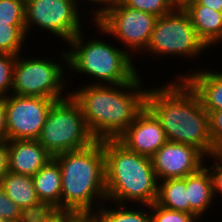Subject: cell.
Wrapping results in <instances>:
<instances>
[{"label": "cell", "instance_id": "cell-1", "mask_svg": "<svg viewBox=\"0 0 222 222\" xmlns=\"http://www.w3.org/2000/svg\"><path fill=\"white\" fill-rule=\"evenodd\" d=\"M145 107L159 121L167 141L194 146L206 157L214 154L209 114L184 79L174 77L166 84L148 87Z\"/></svg>", "mask_w": 222, "mask_h": 222}, {"label": "cell", "instance_id": "cell-2", "mask_svg": "<svg viewBox=\"0 0 222 222\" xmlns=\"http://www.w3.org/2000/svg\"><path fill=\"white\" fill-rule=\"evenodd\" d=\"M142 79L139 74L128 83L90 85L86 81L82 87H71L70 94L97 141L118 139L145 108L148 88Z\"/></svg>", "mask_w": 222, "mask_h": 222}, {"label": "cell", "instance_id": "cell-3", "mask_svg": "<svg viewBox=\"0 0 222 222\" xmlns=\"http://www.w3.org/2000/svg\"><path fill=\"white\" fill-rule=\"evenodd\" d=\"M102 145L105 156L106 200L129 205L150 206L155 203L158 179L152 159L129 150L118 139L102 140Z\"/></svg>", "mask_w": 222, "mask_h": 222}, {"label": "cell", "instance_id": "cell-4", "mask_svg": "<svg viewBox=\"0 0 222 222\" xmlns=\"http://www.w3.org/2000/svg\"><path fill=\"white\" fill-rule=\"evenodd\" d=\"M53 158L61 170V209L75 212L97 211L107 201L102 141Z\"/></svg>", "mask_w": 222, "mask_h": 222}, {"label": "cell", "instance_id": "cell-5", "mask_svg": "<svg viewBox=\"0 0 222 222\" xmlns=\"http://www.w3.org/2000/svg\"><path fill=\"white\" fill-rule=\"evenodd\" d=\"M91 23H93L92 27L97 28V31L94 29L93 31L99 33V38L97 33L96 36L86 38L84 30L65 44L68 47L66 48L68 71L79 74V77L85 76L91 79L92 81H88L90 85L121 84L133 81L140 73L133 61L135 58L122 47L118 48L117 42L112 45L111 41L102 39L105 30L97 22Z\"/></svg>", "mask_w": 222, "mask_h": 222}, {"label": "cell", "instance_id": "cell-6", "mask_svg": "<svg viewBox=\"0 0 222 222\" xmlns=\"http://www.w3.org/2000/svg\"><path fill=\"white\" fill-rule=\"evenodd\" d=\"M61 50L58 55L60 58L57 57L60 62L53 60L52 57L48 58L49 56L47 58L38 55L31 57L30 54V57L28 55L26 57V55L23 56L24 52L17 55L11 94L52 98L56 101L68 97L70 89L67 91L65 89L70 87L66 84L69 83L71 86V83L64 76V73L68 74L66 69L68 56L65 48Z\"/></svg>", "mask_w": 222, "mask_h": 222}, {"label": "cell", "instance_id": "cell-7", "mask_svg": "<svg viewBox=\"0 0 222 222\" xmlns=\"http://www.w3.org/2000/svg\"><path fill=\"white\" fill-rule=\"evenodd\" d=\"M37 141L54 157L84 149L97 140L86 124L79 103L70 94L51 106Z\"/></svg>", "mask_w": 222, "mask_h": 222}, {"label": "cell", "instance_id": "cell-8", "mask_svg": "<svg viewBox=\"0 0 222 222\" xmlns=\"http://www.w3.org/2000/svg\"><path fill=\"white\" fill-rule=\"evenodd\" d=\"M206 51L210 49L197 35L188 13L184 9H174L171 13L157 18L149 45L140 55L150 54L158 60L160 57L163 59L169 56V59L173 56L197 61L200 55L204 57Z\"/></svg>", "mask_w": 222, "mask_h": 222}, {"label": "cell", "instance_id": "cell-9", "mask_svg": "<svg viewBox=\"0 0 222 222\" xmlns=\"http://www.w3.org/2000/svg\"><path fill=\"white\" fill-rule=\"evenodd\" d=\"M80 10L75 0H25L26 35H31L34 29L42 30L43 34L55 35L54 40L58 38L67 44L84 30L85 15Z\"/></svg>", "mask_w": 222, "mask_h": 222}, {"label": "cell", "instance_id": "cell-10", "mask_svg": "<svg viewBox=\"0 0 222 222\" xmlns=\"http://www.w3.org/2000/svg\"><path fill=\"white\" fill-rule=\"evenodd\" d=\"M157 18L156 15L132 9L119 1L96 22L105 30L106 38L112 36L115 38L113 41L118 40L120 47L132 57H137L149 45Z\"/></svg>", "mask_w": 222, "mask_h": 222}, {"label": "cell", "instance_id": "cell-11", "mask_svg": "<svg viewBox=\"0 0 222 222\" xmlns=\"http://www.w3.org/2000/svg\"><path fill=\"white\" fill-rule=\"evenodd\" d=\"M55 101L37 96H6L8 140H37Z\"/></svg>", "mask_w": 222, "mask_h": 222}, {"label": "cell", "instance_id": "cell-12", "mask_svg": "<svg viewBox=\"0 0 222 222\" xmlns=\"http://www.w3.org/2000/svg\"><path fill=\"white\" fill-rule=\"evenodd\" d=\"M158 181L184 178L205 165L206 156L196 147L167 141L152 157Z\"/></svg>", "mask_w": 222, "mask_h": 222}, {"label": "cell", "instance_id": "cell-13", "mask_svg": "<svg viewBox=\"0 0 222 222\" xmlns=\"http://www.w3.org/2000/svg\"><path fill=\"white\" fill-rule=\"evenodd\" d=\"M118 140L129 150L150 158L167 142L164 129L146 107Z\"/></svg>", "mask_w": 222, "mask_h": 222}, {"label": "cell", "instance_id": "cell-14", "mask_svg": "<svg viewBox=\"0 0 222 222\" xmlns=\"http://www.w3.org/2000/svg\"><path fill=\"white\" fill-rule=\"evenodd\" d=\"M9 172L34 176L53 156L37 140H8Z\"/></svg>", "mask_w": 222, "mask_h": 222}, {"label": "cell", "instance_id": "cell-15", "mask_svg": "<svg viewBox=\"0 0 222 222\" xmlns=\"http://www.w3.org/2000/svg\"><path fill=\"white\" fill-rule=\"evenodd\" d=\"M188 70L183 74L176 73V79H184L191 86L206 111L222 110V71L203 69L202 65L197 70L191 67Z\"/></svg>", "mask_w": 222, "mask_h": 222}, {"label": "cell", "instance_id": "cell-16", "mask_svg": "<svg viewBox=\"0 0 222 222\" xmlns=\"http://www.w3.org/2000/svg\"><path fill=\"white\" fill-rule=\"evenodd\" d=\"M186 191L189 202V214L197 216L201 221L202 216H208V209L216 205L212 177L207 167V162L195 173L186 176ZM214 203V204H212Z\"/></svg>", "mask_w": 222, "mask_h": 222}, {"label": "cell", "instance_id": "cell-17", "mask_svg": "<svg viewBox=\"0 0 222 222\" xmlns=\"http://www.w3.org/2000/svg\"><path fill=\"white\" fill-rule=\"evenodd\" d=\"M5 194L26 214L40 213L47 208L40 202L32 176L8 172L1 180Z\"/></svg>", "mask_w": 222, "mask_h": 222}, {"label": "cell", "instance_id": "cell-18", "mask_svg": "<svg viewBox=\"0 0 222 222\" xmlns=\"http://www.w3.org/2000/svg\"><path fill=\"white\" fill-rule=\"evenodd\" d=\"M184 10L197 35L209 49L222 45V12L200 4H189Z\"/></svg>", "mask_w": 222, "mask_h": 222}, {"label": "cell", "instance_id": "cell-19", "mask_svg": "<svg viewBox=\"0 0 222 222\" xmlns=\"http://www.w3.org/2000/svg\"><path fill=\"white\" fill-rule=\"evenodd\" d=\"M32 178L40 202L47 209H61L62 177L58 162L51 159Z\"/></svg>", "mask_w": 222, "mask_h": 222}, {"label": "cell", "instance_id": "cell-20", "mask_svg": "<svg viewBox=\"0 0 222 222\" xmlns=\"http://www.w3.org/2000/svg\"><path fill=\"white\" fill-rule=\"evenodd\" d=\"M186 190V177L158 181L156 203L170 210L189 213V202Z\"/></svg>", "mask_w": 222, "mask_h": 222}, {"label": "cell", "instance_id": "cell-21", "mask_svg": "<svg viewBox=\"0 0 222 222\" xmlns=\"http://www.w3.org/2000/svg\"><path fill=\"white\" fill-rule=\"evenodd\" d=\"M106 204L110 206L107 207ZM97 212L100 222H152L150 206L147 205L131 206L130 204L129 206L128 204H116L106 201Z\"/></svg>", "mask_w": 222, "mask_h": 222}, {"label": "cell", "instance_id": "cell-22", "mask_svg": "<svg viewBox=\"0 0 222 222\" xmlns=\"http://www.w3.org/2000/svg\"><path fill=\"white\" fill-rule=\"evenodd\" d=\"M26 35L25 24H9L0 22V53L19 55L23 53ZM24 46V47H23Z\"/></svg>", "mask_w": 222, "mask_h": 222}, {"label": "cell", "instance_id": "cell-23", "mask_svg": "<svg viewBox=\"0 0 222 222\" xmlns=\"http://www.w3.org/2000/svg\"><path fill=\"white\" fill-rule=\"evenodd\" d=\"M152 222H198L200 219L183 211H176L159 206L156 202L150 205Z\"/></svg>", "mask_w": 222, "mask_h": 222}, {"label": "cell", "instance_id": "cell-24", "mask_svg": "<svg viewBox=\"0 0 222 222\" xmlns=\"http://www.w3.org/2000/svg\"><path fill=\"white\" fill-rule=\"evenodd\" d=\"M0 22L25 24V0H0Z\"/></svg>", "mask_w": 222, "mask_h": 222}, {"label": "cell", "instance_id": "cell-25", "mask_svg": "<svg viewBox=\"0 0 222 222\" xmlns=\"http://www.w3.org/2000/svg\"><path fill=\"white\" fill-rule=\"evenodd\" d=\"M125 6L161 17L175 8L169 0H120Z\"/></svg>", "mask_w": 222, "mask_h": 222}, {"label": "cell", "instance_id": "cell-26", "mask_svg": "<svg viewBox=\"0 0 222 222\" xmlns=\"http://www.w3.org/2000/svg\"><path fill=\"white\" fill-rule=\"evenodd\" d=\"M17 55L0 53V97L12 93L13 71Z\"/></svg>", "mask_w": 222, "mask_h": 222}, {"label": "cell", "instance_id": "cell-27", "mask_svg": "<svg viewBox=\"0 0 222 222\" xmlns=\"http://www.w3.org/2000/svg\"><path fill=\"white\" fill-rule=\"evenodd\" d=\"M27 215L6 194L0 183V218L11 222H24Z\"/></svg>", "mask_w": 222, "mask_h": 222}, {"label": "cell", "instance_id": "cell-28", "mask_svg": "<svg viewBox=\"0 0 222 222\" xmlns=\"http://www.w3.org/2000/svg\"><path fill=\"white\" fill-rule=\"evenodd\" d=\"M209 114V134L214 154L222 150V110L207 111Z\"/></svg>", "mask_w": 222, "mask_h": 222}, {"label": "cell", "instance_id": "cell-29", "mask_svg": "<svg viewBox=\"0 0 222 222\" xmlns=\"http://www.w3.org/2000/svg\"><path fill=\"white\" fill-rule=\"evenodd\" d=\"M210 160V165H208L209 172L212 177L213 182V191H214V197L215 200L218 198L217 196H220L219 198H222V159L217 155L213 154L209 157H206L205 161Z\"/></svg>", "mask_w": 222, "mask_h": 222}, {"label": "cell", "instance_id": "cell-30", "mask_svg": "<svg viewBox=\"0 0 222 222\" xmlns=\"http://www.w3.org/2000/svg\"><path fill=\"white\" fill-rule=\"evenodd\" d=\"M69 212L57 208L46 209L40 213L27 215L24 222H64V218Z\"/></svg>", "mask_w": 222, "mask_h": 222}, {"label": "cell", "instance_id": "cell-31", "mask_svg": "<svg viewBox=\"0 0 222 222\" xmlns=\"http://www.w3.org/2000/svg\"><path fill=\"white\" fill-rule=\"evenodd\" d=\"M75 1H76L77 5L79 6L80 9H81L80 5L83 4L84 1H85V3H87L86 5L91 4L90 6H94V7H91L92 9H90V12L92 13V17L90 19L91 20L90 22H96L109 9H111L113 6H115L120 0H75Z\"/></svg>", "mask_w": 222, "mask_h": 222}, {"label": "cell", "instance_id": "cell-32", "mask_svg": "<svg viewBox=\"0 0 222 222\" xmlns=\"http://www.w3.org/2000/svg\"><path fill=\"white\" fill-rule=\"evenodd\" d=\"M64 222H100V218L97 211H70Z\"/></svg>", "mask_w": 222, "mask_h": 222}, {"label": "cell", "instance_id": "cell-33", "mask_svg": "<svg viewBox=\"0 0 222 222\" xmlns=\"http://www.w3.org/2000/svg\"><path fill=\"white\" fill-rule=\"evenodd\" d=\"M9 172V148L8 140L0 141V183L2 178Z\"/></svg>", "mask_w": 222, "mask_h": 222}, {"label": "cell", "instance_id": "cell-34", "mask_svg": "<svg viewBox=\"0 0 222 222\" xmlns=\"http://www.w3.org/2000/svg\"><path fill=\"white\" fill-rule=\"evenodd\" d=\"M8 140L6 126V96L0 97V141Z\"/></svg>", "mask_w": 222, "mask_h": 222}, {"label": "cell", "instance_id": "cell-35", "mask_svg": "<svg viewBox=\"0 0 222 222\" xmlns=\"http://www.w3.org/2000/svg\"><path fill=\"white\" fill-rule=\"evenodd\" d=\"M190 4H200L208 6L215 11L222 12V0H195V2Z\"/></svg>", "mask_w": 222, "mask_h": 222}, {"label": "cell", "instance_id": "cell-36", "mask_svg": "<svg viewBox=\"0 0 222 222\" xmlns=\"http://www.w3.org/2000/svg\"><path fill=\"white\" fill-rule=\"evenodd\" d=\"M170 4L175 9H185L190 3L195 2V0H169Z\"/></svg>", "mask_w": 222, "mask_h": 222}, {"label": "cell", "instance_id": "cell-37", "mask_svg": "<svg viewBox=\"0 0 222 222\" xmlns=\"http://www.w3.org/2000/svg\"><path fill=\"white\" fill-rule=\"evenodd\" d=\"M0 222H11V221H9L7 219L0 218Z\"/></svg>", "mask_w": 222, "mask_h": 222}, {"label": "cell", "instance_id": "cell-38", "mask_svg": "<svg viewBox=\"0 0 222 222\" xmlns=\"http://www.w3.org/2000/svg\"><path fill=\"white\" fill-rule=\"evenodd\" d=\"M217 155L222 159V150Z\"/></svg>", "mask_w": 222, "mask_h": 222}]
</instances>
